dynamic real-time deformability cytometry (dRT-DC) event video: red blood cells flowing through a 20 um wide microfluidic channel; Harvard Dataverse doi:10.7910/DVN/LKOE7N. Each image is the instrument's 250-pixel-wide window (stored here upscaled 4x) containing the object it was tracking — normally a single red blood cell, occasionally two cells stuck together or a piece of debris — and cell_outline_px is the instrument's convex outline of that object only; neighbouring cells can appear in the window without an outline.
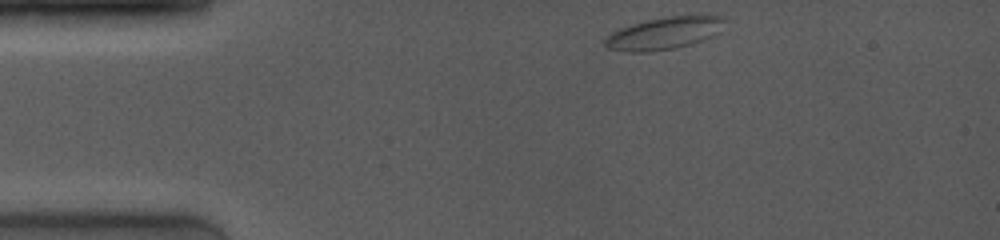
{"species": "common noctule bat (a hibernating species)", "species_latin": "Nyctalus noctula", "temperature_condition": "room temperature", "stored_images_in_passage": 25, "camera_frame_rate_fps": 4000, "um_per_image_px": 0.085, "animal": {"sex": "female", "body_mass_g": 19.0, "forearm_length_mm": 53.3}, "frame": {"image": 1, "passage_image": 1, "time_ms": 0.0, "image_size_px": [1000, 240], "cell_outline_px": [[728, 20], [720, 32], [712, 36], [692, 44], [676, 48], [648, 52], [624, 52], [608, 48], [604, 44], [604, 40], [612, 32], [620, 28], [632, 24], [648, 20], [668, 16], [700, 12], [724, 16]], "centroid_in_image_um": [56.58, 2.78], "position_along_channel_um": 28.4, "area_um2": 23.41}}
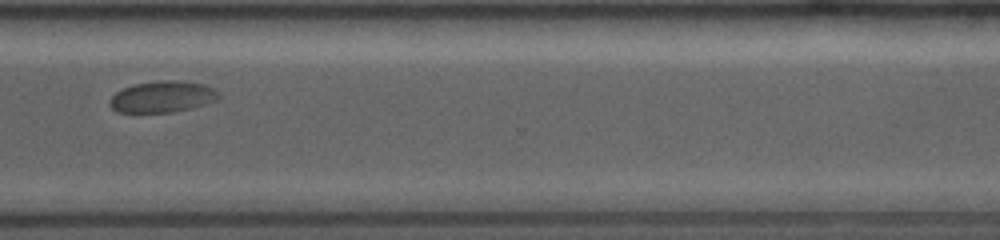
{"frame": {"image": 2, "passage_image": 19, "time_ms": 10.0, "image_size_px": [1000, 240], "cell_outline_px": [[220, 100], [192, 108], [172, 112], [116, 112], [108, 104], [108, 100], [116, 92], [132, 84], [160, 80], [180, 80], [204, 84], [220, 92]], "centroid_in_image_um": [13.83, 8.22], "position_along_channel_um": 356.8, "area_um2": 20.23}}
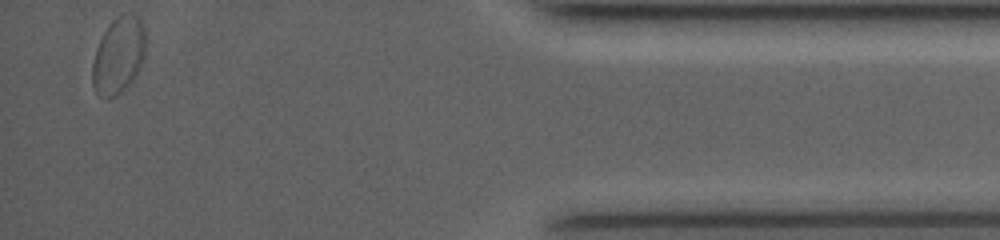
{"frame": {"image": 3, "passage_image": 25, "time_ms": 13.0, "image_size_px": [1000, 240], "cell_outline_px": [[148, 44], [144, 60], [136, 76], [120, 92], [112, 96], [104, 96], [96, 92], [92, 84], [92, 64], [96, 48], [108, 24], [120, 12], [128, 12], [136, 16], [144, 24], [148, 40]], "centroid_in_image_um": [10.13, 4.62], "position_along_channel_um": 425.1, "area_um2": 24.22}, "authors_computed_cell_mechanics": {"area_um2": 19.9988, "velocity_mm_per_s": 3.8558, "shape_relaxation_time_tau1_ms": 2.9789, "shape_relaxation_time_tau2_ms": null, "deformation_change_tau1": 0.0505, "deformation_change_tau2": null}}